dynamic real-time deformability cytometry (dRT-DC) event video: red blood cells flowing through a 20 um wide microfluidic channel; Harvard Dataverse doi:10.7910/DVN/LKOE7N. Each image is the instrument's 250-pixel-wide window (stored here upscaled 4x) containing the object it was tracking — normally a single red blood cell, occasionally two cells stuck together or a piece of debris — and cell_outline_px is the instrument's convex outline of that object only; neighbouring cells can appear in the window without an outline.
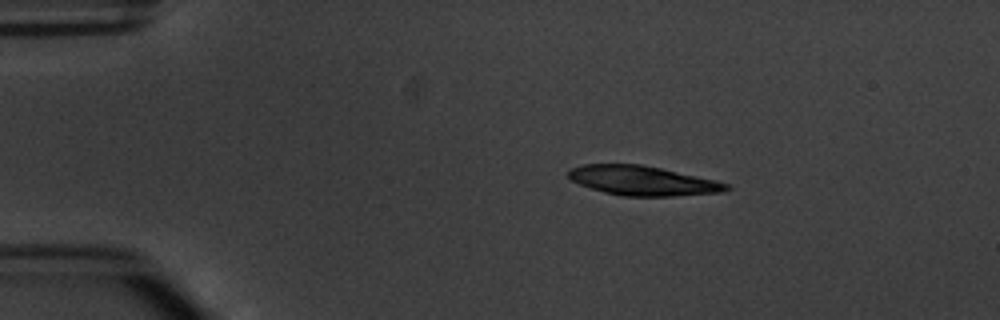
{"species": "common noctule bat (a hibernating species)", "species_latin": "Nyctalus noctula", "temperature_condition": "warm", "stored_images_in_passage": 8, "camera_frame_rate_fps": 3000, "um_per_image_px": 0.085, "animal": {"sex": "male", "body_mass_g": 20.1, "forearm_length_mm": 53.5}, "frame": {"image": 1, "passage_image": 2, "time_ms": 2.0, "image_size_px": [1000, 320], "cell_outline_px": [[732, 188], [724, 192], [672, 196], [624, 196], [604, 192], [580, 184], [572, 180], [568, 176], [568, 172], [572, 168], [584, 164], [640, 164], [660, 168], [716, 180], [728, 184]], "centroid_in_image_um": [54.66, 15.36], "position_along_channel_um": 30.3, "area_um2": 26.93}}
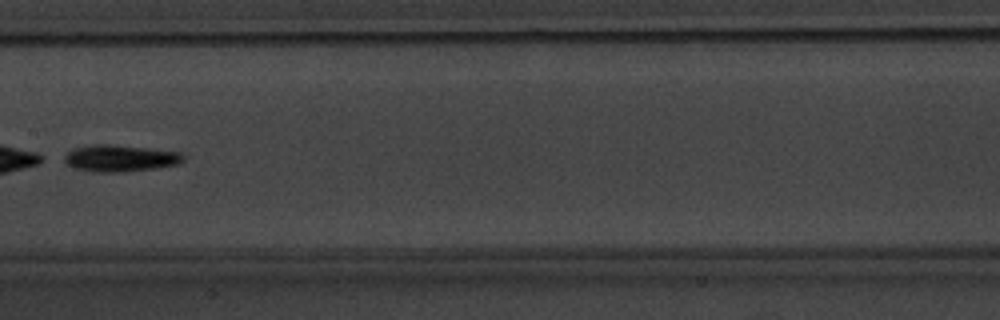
{"frame": {"image": 2, "passage_image": 7, "time_ms": 8.0, "image_size_px": [1000, 320], "cell_outline_px": [[184, 160], [180, 164], [156, 168], [120, 172], [92, 172], [76, 168], [68, 164], [60, 156], [72, 148], [92, 144], [108, 144], [152, 148], [180, 152], [184, 156]], "centroid_in_image_um": [10.19, 13.44], "position_along_channel_um": 197.2, "area_um2": 18.84}}